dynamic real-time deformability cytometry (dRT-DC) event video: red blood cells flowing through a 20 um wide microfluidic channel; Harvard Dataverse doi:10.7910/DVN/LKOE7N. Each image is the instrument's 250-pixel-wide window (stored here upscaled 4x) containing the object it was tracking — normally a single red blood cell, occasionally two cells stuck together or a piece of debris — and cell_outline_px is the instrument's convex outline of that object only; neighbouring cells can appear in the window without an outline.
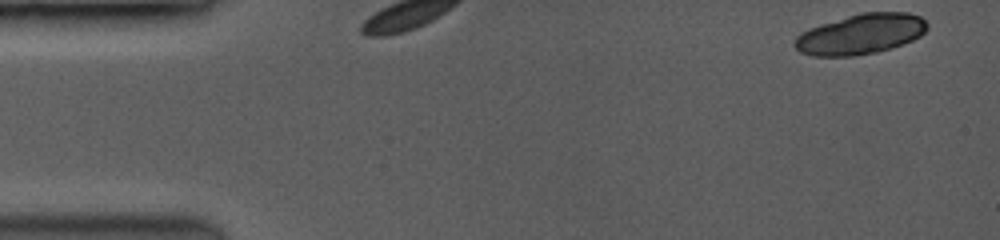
{"species": "common noctule bat (a hibernating species)", "species_latin": "Nyctalus noctula", "temperature_condition": "room temperature", "stored_images_in_passage": 5, "segment_of_instrument_passage": [1, 2], "camera_frame_rate_fps": 3500, "um_per_image_px": 0.085, "animal": {"sex": "female", "body_mass_g": 19.0, "forearm_length_mm": 53.3}, "frame": {"image": 1, "passage_image": 1, "time_ms": 0.0, "image_size_px": [1000, 240], "cell_outline_px": [[928, 28], [920, 36], [912, 40], [876, 52], [848, 56], [816, 56], [800, 52], [796, 48], [796, 36], [812, 28], [848, 16], [864, 12], [904, 12], [920, 16], [928, 24]], "centroid_in_image_um": [73.2, 2.89], "position_along_channel_um": 11.8, "area_um2": 30.29}}
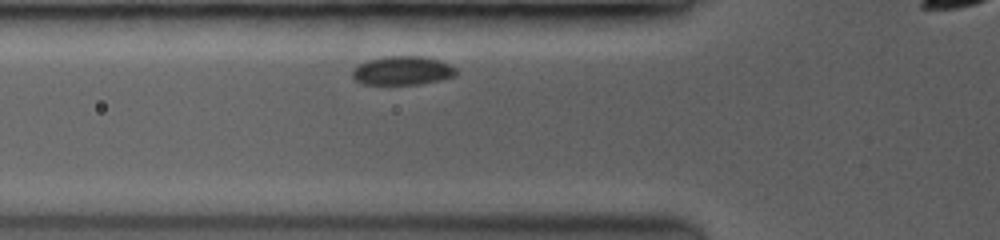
{"frame": {"image": 2, "passage_image": 4, "time_ms": 1.429, "image_size_px": [1000, 240], "cell_outline_px": [[456, 76], [440, 80], [420, 84], [364, 84], [356, 80], [352, 76], [352, 68], [356, 64], [368, 60], [384, 56], [424, 56], [440, 60], [456, 68]], "centroid_in_image_um": [34.19, 5.99], "position_along_channel_um": 91.6, "area_um2": 17.57}}